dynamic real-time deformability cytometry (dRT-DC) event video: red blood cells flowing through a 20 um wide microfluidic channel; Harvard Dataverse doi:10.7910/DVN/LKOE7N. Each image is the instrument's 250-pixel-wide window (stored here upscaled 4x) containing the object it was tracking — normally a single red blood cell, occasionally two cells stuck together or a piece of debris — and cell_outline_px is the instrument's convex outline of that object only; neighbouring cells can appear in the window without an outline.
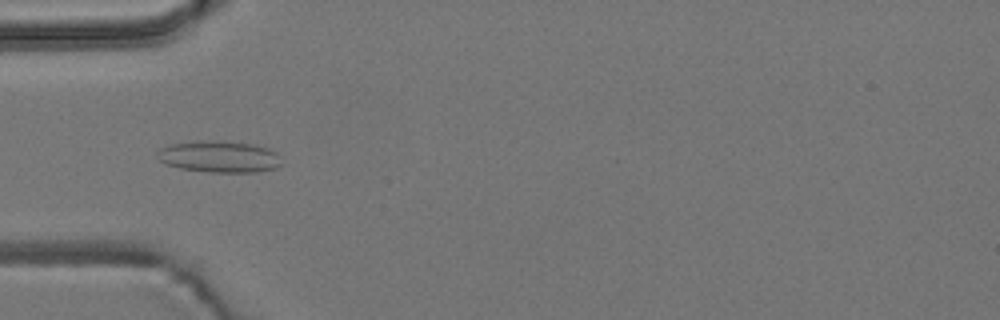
{"species": "common noctule bat (a hibernating species)", "species_latin": "Nyctalus noctula", "temperature_condition": "room temperature", "stored_images_in_passage": 5, "camera_frame_rate_fps": 3000, "um_per_image_px": 0.085, "animal": {"sex": "male", "body_mass_g": 19.2, "forearm_length_mm": 51.8}, "frame": {"image": 1, "passage_image": 4, "time_ms": 1.0, "image_size_px": [1000, 320], "cell_outline_px": [[280, 164], [276, 168], [256, 172], [212, 172], [180, 168], [164, 164], [156, 156], [156, 152], [160, 148], [172, 144], [196, 140], [220, 140], [252, 144], [268, 148], [276, 152], [280, 156]], "centroid_in_image_um": [18.61, 13.3], "position_along_channel_um": 66.4, "area_um2": 23.06}}
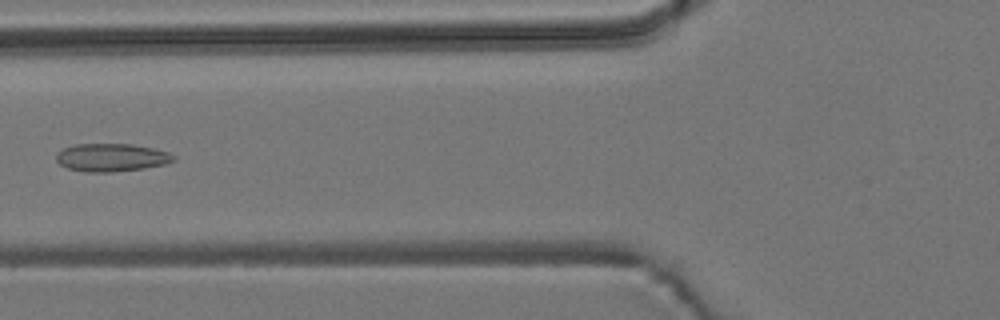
{"frame": {"image": 2, "passage_image": 5, "time_ms": 1.333, "image_size_px": [1000, 320], "cell_outline_px": [[176, 160], [164, 164], [144, 168], [112, 172], [84, 172], [68, 168], [60, 164], [56, 160], [56, 152], [64, 148], [76, 144], [132, 144], [152, 148], [168, 152], [176, 156]], "centroid_in_image_um": [9.47, 13.39], "position_along_channel_um": 116.3, "area_um2": 19.13}}